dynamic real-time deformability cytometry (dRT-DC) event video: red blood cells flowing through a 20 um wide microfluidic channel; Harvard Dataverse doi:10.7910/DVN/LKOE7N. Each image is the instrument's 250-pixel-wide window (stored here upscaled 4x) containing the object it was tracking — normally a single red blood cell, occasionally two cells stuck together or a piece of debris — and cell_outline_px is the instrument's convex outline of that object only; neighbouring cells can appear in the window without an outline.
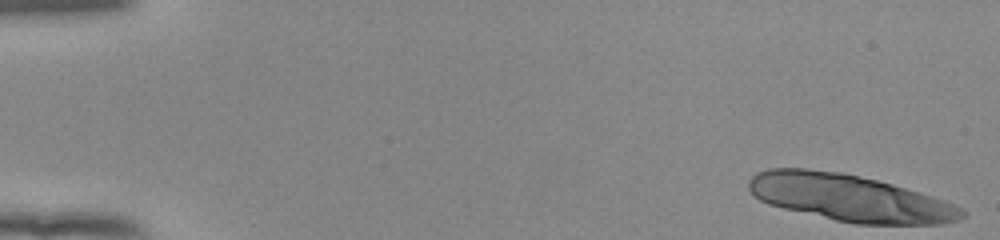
{"species": "human", "species_latin": "Homo sapiens", "temperature_condition": "room temperature", "stored_images_in_passage": 16, "camera_frame_rate_fps": 3000, "um_per_image_px": 0.085, "donor": {"sex": "female"}, "frame": {"image": 1, "passage_image": 1, "time_ms": 0.0, "image_size_px": [1000, 240], "cell_outline_px": [[968, 216], [960, 220], [940, 224], [856, 224], [836, 220], [784, 208], [768, 204], [760, 200], [748, 188], [748, 180], [756, 172], [768, 168], [804, 168], [840, 172], [876, 180], [892, 184], [920, 192], [944, 200], [968, 212]], "centroid_in_image_um": [72.23, 16.82], "position_along_channel_um": 12.8, "area_um2": 58.03}}